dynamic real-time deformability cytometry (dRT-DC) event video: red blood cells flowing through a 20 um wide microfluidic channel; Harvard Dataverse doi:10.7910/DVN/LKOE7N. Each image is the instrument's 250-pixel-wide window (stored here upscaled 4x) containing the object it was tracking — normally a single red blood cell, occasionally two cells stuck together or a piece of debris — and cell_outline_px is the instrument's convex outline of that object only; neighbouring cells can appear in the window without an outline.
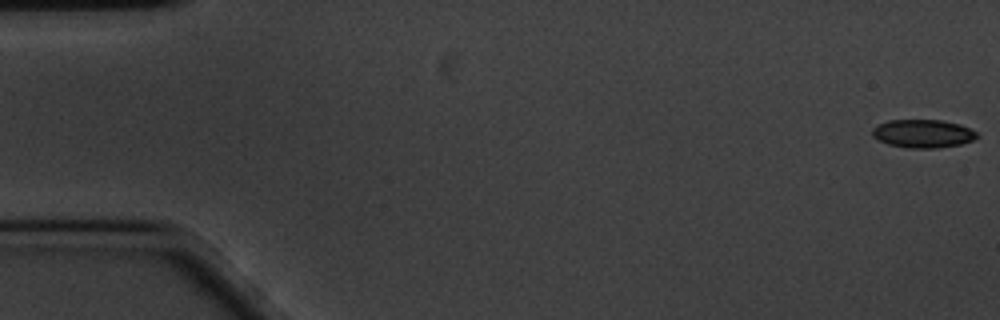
{"species": "common noctule bat (a hibernating species)", "species_latin": "Nyctalus noctula", "temperature_condition": "cold", "stored_images_in_passage": 12, "camera_frame_rate_fps": 3000, "um_per_image_px": 0.085, "animal": {"sex": "male", "body_mass_g": 20.1, "forearm_length_mm": 53.5}, "frame": {"image": 1, "passage_image": 1, "time_ms": 0.0, "image_size_px": [1000, 320], "cell_outline_px": [[980, 136], [972, 140], [960, 144], [936, 148], [908, 148], [888, 144], [876, 140], [872, 136], [872, 128], [888, 120], [940, 120], [960, 124], [976, 132]], "centroid_in_image_um": [78.42, 11.36], "position_along_channel_um": 6.6, "area_um2": 17.22}}